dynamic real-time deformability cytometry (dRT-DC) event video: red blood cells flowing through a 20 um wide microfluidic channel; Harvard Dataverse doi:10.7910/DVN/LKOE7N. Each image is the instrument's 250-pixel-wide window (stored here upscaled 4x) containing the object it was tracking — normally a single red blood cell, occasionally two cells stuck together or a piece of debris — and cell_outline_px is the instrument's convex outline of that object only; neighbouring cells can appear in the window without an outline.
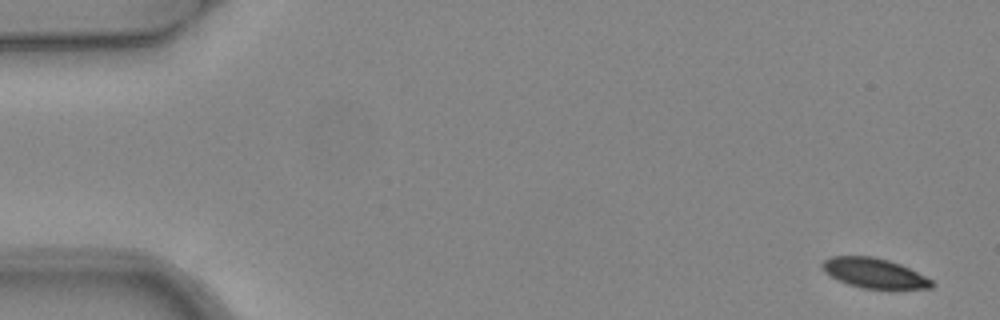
{"species": "common noctule bat (a hibernating species)", "species_latin": "Nyctalus noctula", "temperature_condition": "warm", "stored_images_in_passage": 6, "camera_frame_rate_fps": 3000, "um_per_image_px": 0.085, "animal": {"sex": "female", "body_mass_g": 24.6, "forearm_length_mm": 56.2}, "frame": {"image": 1, "passage_image": 1, "time_ms": 0.0, "image_size_px": [1000, 320], "cell_outline_px": [[936, 284], [932, 288], [864, 288], [848, 284], [824, 272], [820, 264], [824, 260], [832, 256], [872, 256], [888, 260], [900, 264], [932, 280]], "centroid_in_image_um": [74.29, 23.2], "position_along_channel_um": 10.7, "area_um2": 18.73}}
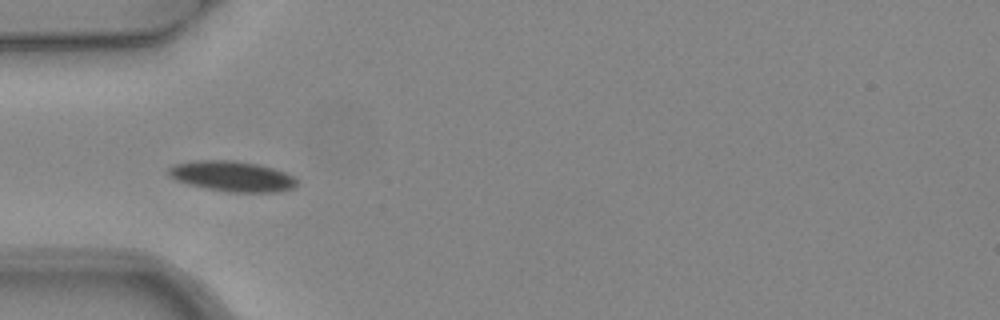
{"frame": {"image": 2, "passage_image": 5, "time_ms": 1.333, "image_size_px": [1000, 320], "cell_outline_px": [[300, 180], [292, 188], [276, 192], [228, 192], [188, 184], [176, 180], [168, 176], [168, 168], [176, 164], [192, 160], [236, 160], [260, 164], [296, 176]], "centroid_in_image_um": [19.75, 14.97], "position_along_channel_um": 65.2, "area_um2": 22.95}}
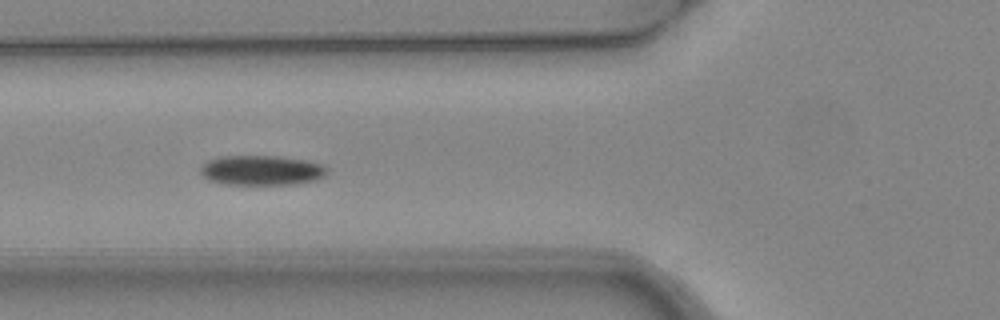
{"frame": {"image": 3, "passage_image": 6, "time_ms": 1.667, "image_size_px": [1000, 320], "cell_outline_px": [[328, 172], [324, 176], [316, 180], [296, 184], [224, 184], [208, 180], [200, 172], [200, 168], [208, 160], [224, 156], [276, 156], [304, 160], [324, 164], [328, 168]], "centroid_in_image_um": [22.26, 14.48], "position_along_channel_um": 103.5, "area_um2": 22.02}}